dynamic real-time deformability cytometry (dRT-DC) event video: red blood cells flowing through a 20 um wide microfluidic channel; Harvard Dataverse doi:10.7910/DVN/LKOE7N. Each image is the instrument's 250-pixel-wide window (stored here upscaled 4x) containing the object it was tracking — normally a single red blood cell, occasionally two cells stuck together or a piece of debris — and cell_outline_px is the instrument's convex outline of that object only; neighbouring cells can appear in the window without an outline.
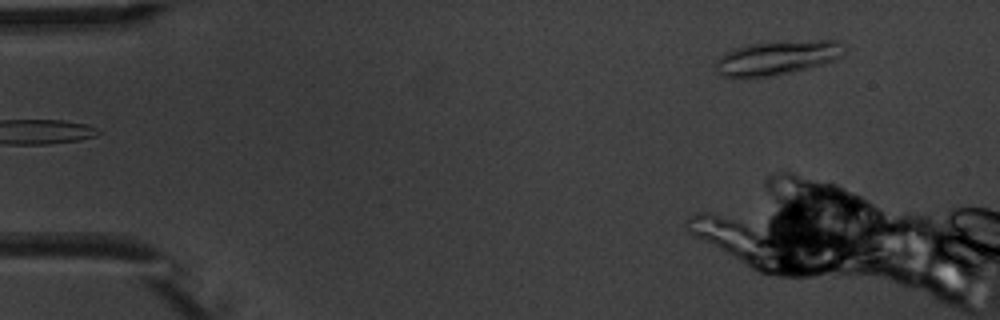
{"species": "common noctule bat (a hibernating species)", "species_latin": "Nyctalus noctula", "temperature_condition": "warm", "stored_images_in_passage": 2, "camera_frame_rate_fps": 3000, "um_per_image_px": 0.085, "animal": {"sex": "male", "body_mass_g": 20.1, "forearm_length_mm": 53.5}, "frame": {"image": 1, "passage_image": 1, "time_ms": 0.0, "image_size_px": [1000, 320], "cell_outline_px": [[844, 52], [836, 60], [808, 68], [792, 72], [764, 76], [720, 76], [716, 72], [712, 64], [724, 52], [732, 48], [748, 44], [820, 40], [840, 40], [844, 44]], "centroid_in_image_um": [66.03, 4.9], "position_along_channel_um": 19.0, "area_um2": 25.43}}